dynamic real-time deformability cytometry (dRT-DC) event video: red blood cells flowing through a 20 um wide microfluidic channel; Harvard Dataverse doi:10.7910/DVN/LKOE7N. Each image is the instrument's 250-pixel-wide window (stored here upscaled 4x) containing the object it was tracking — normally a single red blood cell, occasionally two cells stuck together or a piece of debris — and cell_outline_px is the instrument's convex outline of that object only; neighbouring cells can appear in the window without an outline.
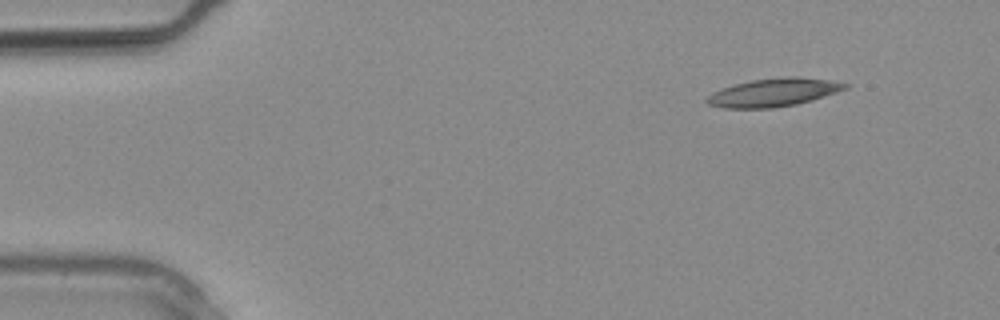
{"species": "common noctule bat (a hibernating species)", "species_latin": "Nyctalus noctula", "temperature_condition": "warm", "stored_images_in_passage": 19, "camera_frame_rate_fps": 3000, "um_per_image_px": 0.085, "animal": {"sex": "male", "body_mass_g": 20.4}, "frame": {"image": 1, "passage_image": 1, "time_ms": 0.0, "image_size_px": [1000, 320], "cell_outline_px": [[848, 88], [812, 100], [796, 104], [772, 108], [724, 108], [708, 104], [704, 100], [712, 92], [736, 84], [752, 80], [788, 76], [796, 76], [828, 80], [848, 84]], "centroid_in_image_um": [65.74, 7.86], "position_along_channel_um": 19.3, "area_um2": 22.43}}
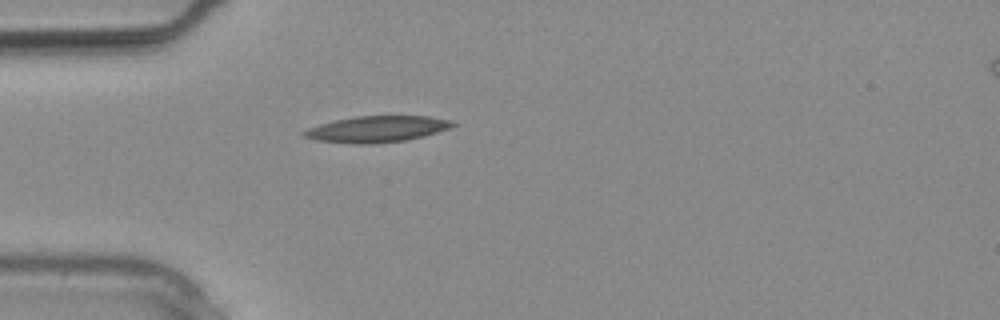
{"frame": {"image": 2, "passage_image": 6, "time_ms": 1.667, "image_size_px": [1000, 320], "cell_outline_px": [[456, 124], [452, 128], [424, 136], [404, 140], [376, 144], [356, 144], [316, 140], [304, 136], [300, 132], [308, 128], [320, 124], [336, 120], [356, 116], [428, 116], [452, 120]], "centroid_in_image_um": [32.07, 10.97], "position_along_channel_um": 52.9, "area_um2": 22.77}}
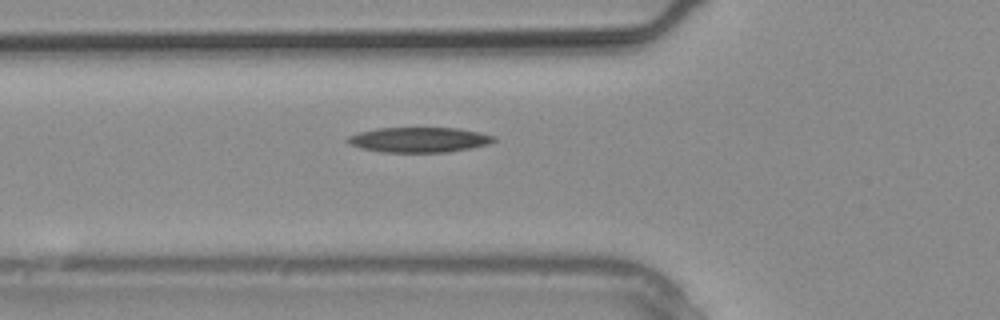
{"frame": {"image": 3, "passage_image": 8, "time_ms": 2.333, "image_size_px": [1000, 320], "cell_outline_px": [[496, 140], [488, 144], [448, 152], [380, 152], [360, 148], [344, 140], [348, 136], [360, 132], [376, 128], [456, 128], [476, 132], [492, 136]], "centroid_in_image_um": [35.55, 11.88], "position_along_channel_um": 90.3, "area_um2": 21.1}}